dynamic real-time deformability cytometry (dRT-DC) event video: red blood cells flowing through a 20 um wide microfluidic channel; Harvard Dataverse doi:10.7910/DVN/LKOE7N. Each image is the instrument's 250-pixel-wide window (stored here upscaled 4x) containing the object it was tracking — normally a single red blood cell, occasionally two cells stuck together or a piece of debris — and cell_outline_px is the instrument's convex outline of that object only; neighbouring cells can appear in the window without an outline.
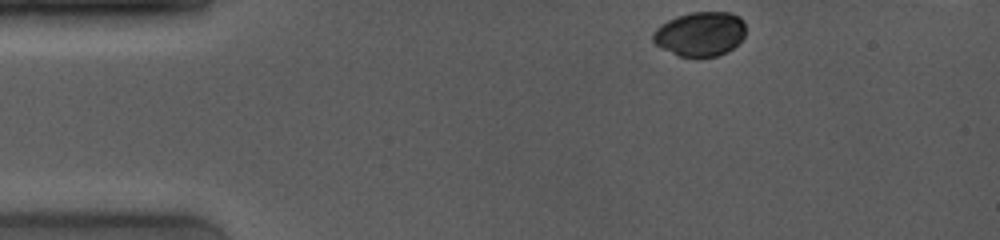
{"species": "common noctule bat (a hibernating species)", "species_latin": "Nyctalus noctula", "temperature_condition": "room temperature", "stored_images_in_passage": 53, "camera_frame_rate_fps": 4000, "um_per_image_px": 0.085, "animal": {"sex": "female", "body_mass_g": 19.0, "forearm_length_mm": 53.3}, "frame": {"image": 1, "passage_image": 1, "time_ms": 0.0, "image_size_px": [1000, 240], "cell_outline_px": [[744, 36], [728, 52], [716, 56], [680, 56], [656, 44], [652, 40], [652, 36], [656, 28], [668, 20], [676, 16], [692, 12], [732, 12], [740, 16], [744, 20]], "centroid_in_image_um": [59.54, 2.86], "position_along_channel_um": 25.5, "area_um2": 23.76}}
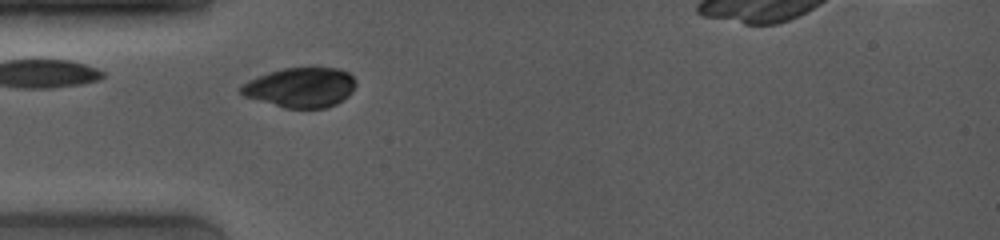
{"frame": {"image": 2, "passage_image": 13, "time_ms": 2.5, "image_size_px": [1000, 240], "cell_outline_px": [[356, 84], [352, 92], [344, 100], [336, 104], [324, 108], [284, 108], [244, 96], [240, 92], [240, 88], [248, 80], [268, 72], [284, 68], [340, 68], [348, 72], [356, 80]], "centroid_in_image_um": [25.58, 7.43], "position_along_channel_um": 59.4, "area_um2": 26.7}}
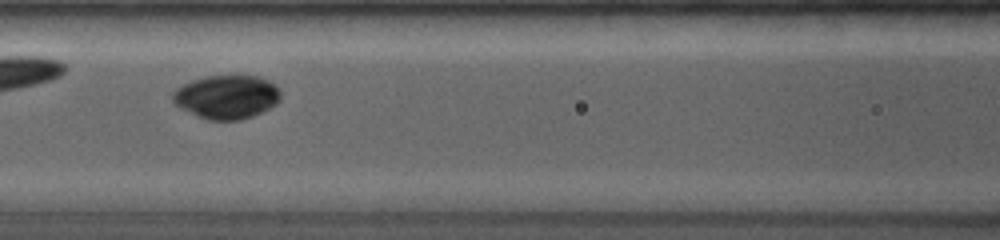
{"frame": {"image": 3, "passage_image": 26, "time_ms": 4.75, "image_size_px": [1000, 240], "cell_outline_px": [[280, 100], [276, 104], [252, 116], [240, 120], [208, 120], [196, 116], [180, 108], [172, 100], [172, 92], [176, 88], [192, 80], [208, 76], [256, 76], [268, 80], [276, 84], [280, 88]], "centroid_in_image_um": [19.26, 8.24], "position_along_channel_um": 147.3, "area_um2": 27.51}}